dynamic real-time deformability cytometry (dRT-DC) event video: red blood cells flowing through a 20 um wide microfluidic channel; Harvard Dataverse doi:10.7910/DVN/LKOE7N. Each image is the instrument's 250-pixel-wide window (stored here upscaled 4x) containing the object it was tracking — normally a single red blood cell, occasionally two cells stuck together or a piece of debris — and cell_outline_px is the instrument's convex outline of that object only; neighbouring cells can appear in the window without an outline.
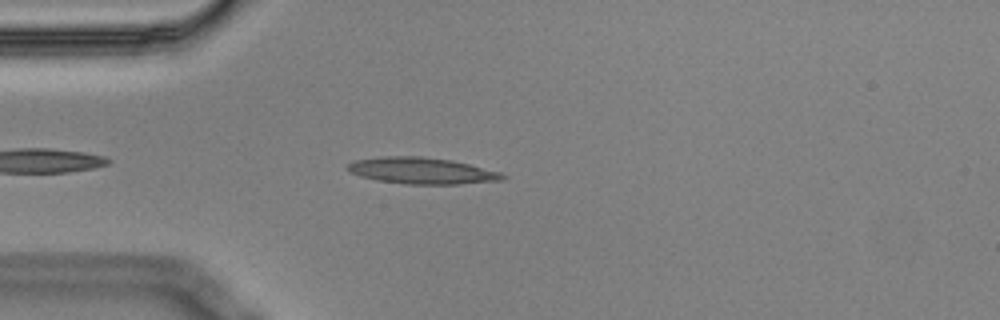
{"species": "Egyptian fruit bat (a non-hibernating species)", "species_latin": "Rousettus aegyptiacus", "temperature_condition": "cold", "stored_images_in_passage": 3, "camera_frame_rate_fps": 3000, "um_per_image_px": 0.085, "animal": {"sex": "male"}, "frame": {"image": 1, "passage_image": 2, "time_ms": 0.333, "image_size_px": [1000, 320], "cell_outline_px": [[508, 176], [504, 180], [460, 184], [404, 184], [376, 180], [360, 176], [348, 172], [348, 164], [352, 160], [384, 156], [420, 156], [452, 160], [500, 172]], "centroid_in_image_um": [35.84, 14.51], "position_along_channel_um": 49.2, "area_um2": 23.99}}